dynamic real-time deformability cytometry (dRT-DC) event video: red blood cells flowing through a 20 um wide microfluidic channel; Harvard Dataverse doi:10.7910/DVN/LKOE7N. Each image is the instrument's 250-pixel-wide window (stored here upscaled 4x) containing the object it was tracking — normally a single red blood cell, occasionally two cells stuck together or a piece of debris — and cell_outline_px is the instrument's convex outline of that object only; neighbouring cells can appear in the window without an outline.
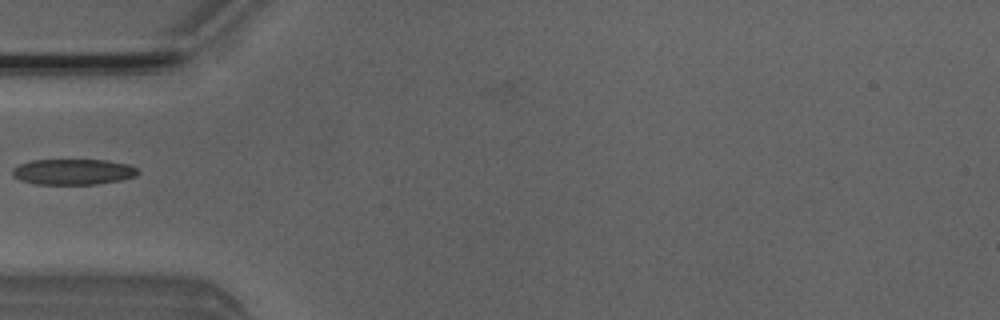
{"species": "Egyptian fruit bat (a non-hibernating species)", "species_latin": "Rousettus aegyptiacus", "temperature_condition": "room temperature", "stored_images_in_passage": 4, "camera_frame_rate_fps": 3000, "um_per_image_px": 0.085, "animal": {"sex": "male"}, "frame": {"image": 1, "passage_image": 4, "time_ms": 1.0, "image_size_px": [1000, 320], "cell_outline_px": [[140, 172], [136, 176], [120, 180], [96, 184], [36, 184], [20, 180], [12, 176], [12, 168], [20, 164], [32, 160], [108, 160], [128, 164], [136, 168]], "centroid_in_image_um": [6.21, 14.6], "position_along_channel_um": 78.8, "area_um2": 18.84}}